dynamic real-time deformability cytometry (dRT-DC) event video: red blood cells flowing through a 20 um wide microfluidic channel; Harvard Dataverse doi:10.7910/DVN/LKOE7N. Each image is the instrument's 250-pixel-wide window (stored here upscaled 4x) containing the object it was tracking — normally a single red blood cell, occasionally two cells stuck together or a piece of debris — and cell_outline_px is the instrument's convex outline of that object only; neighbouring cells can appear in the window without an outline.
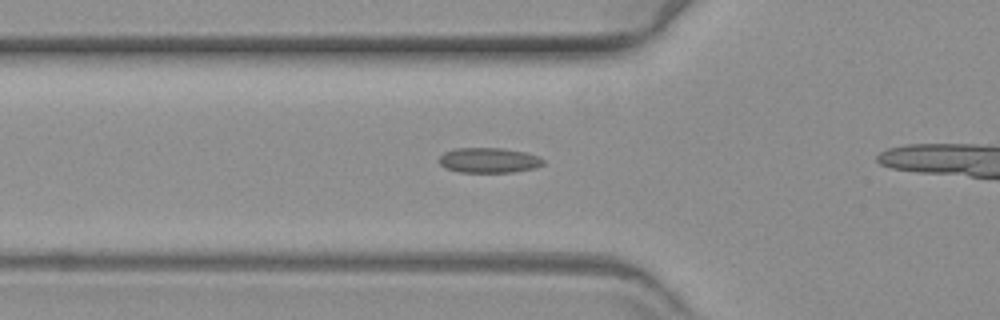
{"species": "common noctule bat (a hibernating species)", "species_latin": "Nyctalus noctula", "temperature_condition": "warm", "stored_images_in_passage": 28, "camera_frame_rate_fps": 3000, "um_per_image_px": 0.085, "animal": {"sex": "female", "body_mass_g": 19.3, "forearm_length_mm": 54.1}, "frame": {"image": 1, "passage_image": 2, "time_ms": 0.333, "image_size_px": [1000, 320], "cell_outline_px": [[544, 164], [536, 168], [512, 172], [460, 172], [444, 168], [436, 160], [444, 152], [456, 148], [504, 148], [524, 152], [540, 156], [544, 160]], "centroid_in_image_um": [41.54, 13.62], "position_along_channel_um": 84.3, "area_um2": 15.43}}
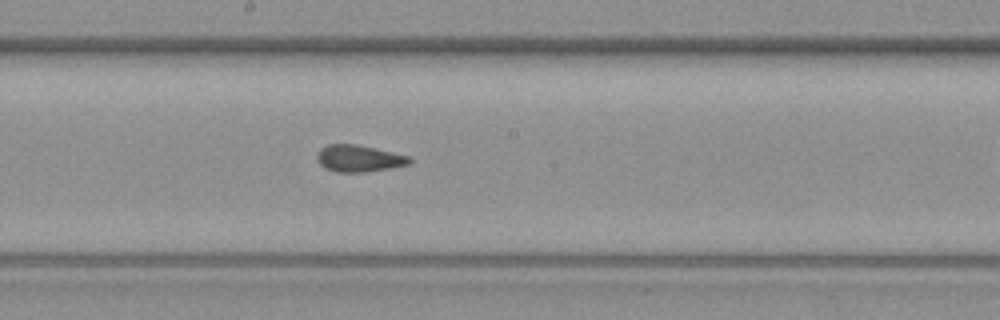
{"frame": {"image": 2, "passage_image": 13, "time_ms": 4.0, "image_size_px": [1000, 320], "cell_outline_px": [[412, 160], [408, 164], [392, 168], [364, 172], [336, 172], [324, 168], [316, 160], [316, 152], [320, 148], [328, 144], [356, 144], [412, 156]], "centroid_in_image_um": [30.49, 13.46], "position_along_channel_um": 217.7, "area_um2": 14.68}}
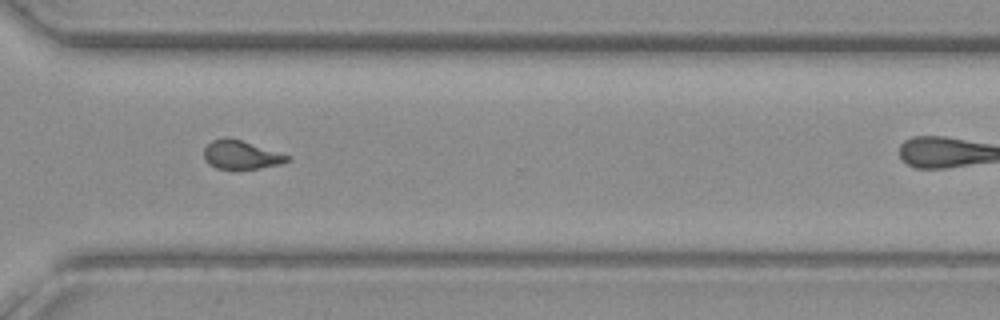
{"frame": {"image": 3, "passage_image": 24, "time_ms": 7.667, "image_size_px": [1000, 320], "cell_outline_px": [[292, 160], [280, 164], [260, 168], [236, 172], [216, 168], [208, 164], [204, 160], [204, 148], [212, 140], [224, 136], [228, 136], [292, 156]], "centroid_in_image_um": [20.48, 13.19], "position_along_channel_um": 350.1, "area_um2": 14.62}}